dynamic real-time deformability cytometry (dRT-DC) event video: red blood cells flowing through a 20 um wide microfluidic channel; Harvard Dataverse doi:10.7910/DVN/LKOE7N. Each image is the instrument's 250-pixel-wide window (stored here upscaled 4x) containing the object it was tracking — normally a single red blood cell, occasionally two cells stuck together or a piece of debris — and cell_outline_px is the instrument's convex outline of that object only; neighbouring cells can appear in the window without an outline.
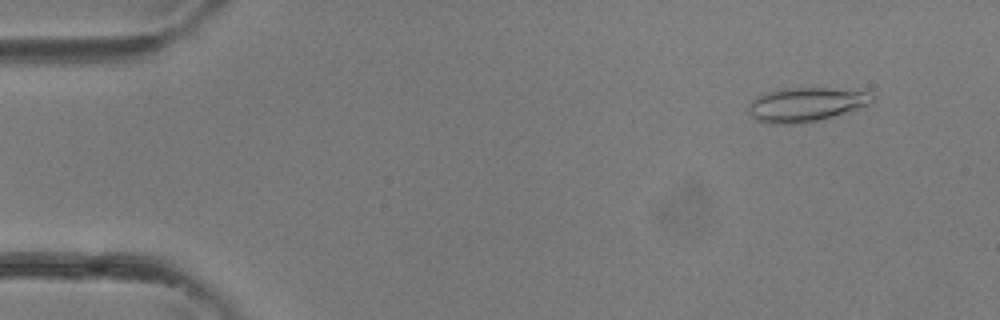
{"species": "common noctule bat (a hibernating species)", "species_latin": "Nyctalus noctula", "temperature_condition": "room temperature", "stored_images_in_passage": 36, "camera_frame_rate_fps": 3000, "um_per_image_px": 0.085, "animal": {"sex": "female"}, "frame": {"image": 1, "passage_image": 3, "time_ms": 0.667, "image_size_px": [1000, 320], "cell_outline_px": [[876, 96], [868, 104], [820, 120], [804, 124], [772, 124], [756, 120], [752, 116], [748, 108], [748, 104], [756, 96], [768, 92], [784, 88], [828, 88], [872, 92]], "centroid_in_image_um": [68.47, 8.89], "position_along_channel_um": 16.5, "area_um2": 24.51}}
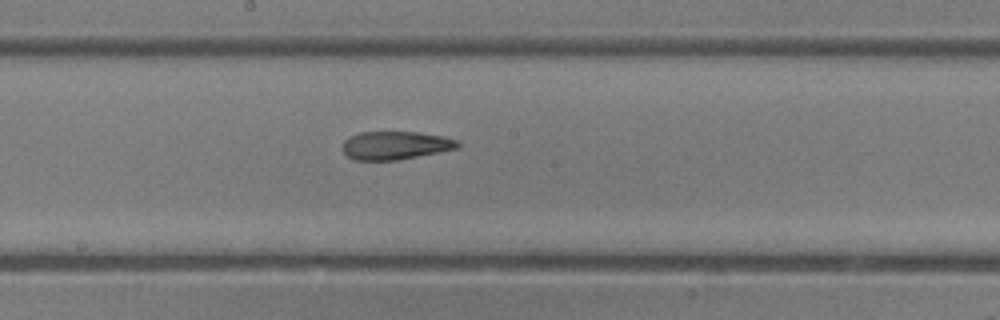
{"frame": {"image": 2, "passage_image": 19, "time_ms": 6.0, "image_size_px": [1000, 320], "cell_outline_px": [[460, 148], [440, 152], [396, 160], [356, 160], [348, 156], [340, 148], [344, 140], [348, 136], [360, 132], [416, 132], [444, 136], [460, 140]], "centroid_in_image_um": [33.62, 12.35], "position_along_channel_um": 214.6, "area_um2": 19.19}}
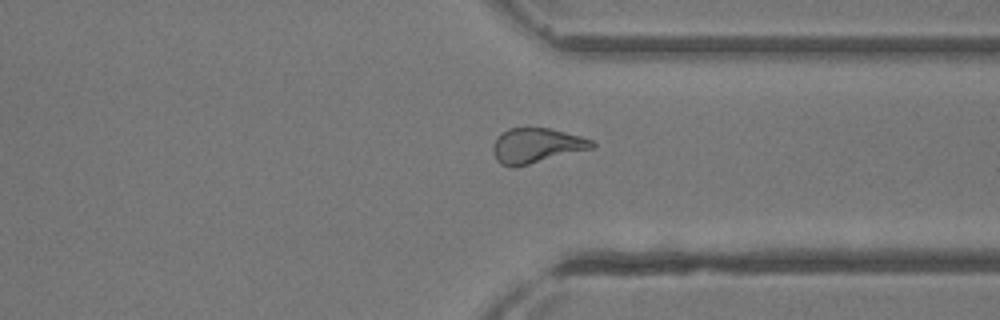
{"frame": {"image": 3, "passage_image": 27, "time_ms": 8.667, "image_size_px": [1000, 320], "cell_outline_px": [[596, 144], [592, 148], [516, 168], [512, 168], [500, 164], [496, 160], [492, 152], [492, 148], [496, 136], [500, 132], [508, 128], [552, 128], [580, 136], [592, 140]], "centroid_in_image_um": [45.54, 12.38], "position_along_channel_um": 365.9, "area_um2": 20.46}}